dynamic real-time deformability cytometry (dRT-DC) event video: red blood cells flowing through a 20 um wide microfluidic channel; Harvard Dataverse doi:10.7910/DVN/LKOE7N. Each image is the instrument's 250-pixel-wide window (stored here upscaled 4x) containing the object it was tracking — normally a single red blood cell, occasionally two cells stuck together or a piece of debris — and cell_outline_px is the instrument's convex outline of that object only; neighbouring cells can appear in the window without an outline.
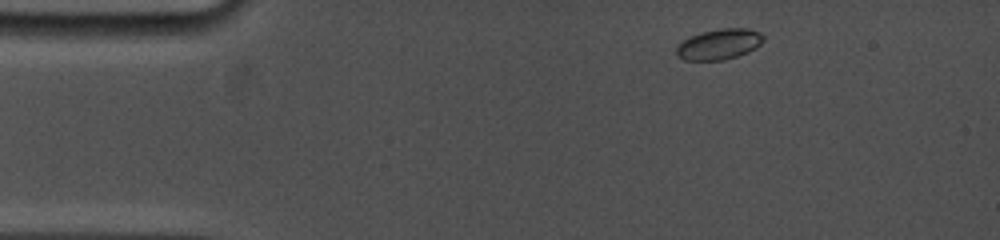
{"species": "common noctule bat (a hibernating species)", "species_latin": "Nyctalus noctula", "temperature_condition": "cold", "stored_images_in_passage": 16, "camera_frame_rate_fps": 5000, "um_per_image_px": 0.085, "animal": {"sex": "female", "body_mass_g": 19.0, "forearm_length_mm": 53.3}, "frame": {"image": 1, "passage_image": 1, "time_ms": 0.0, "image_size_px": [1000, 240], "cell_outline_px": [[764, 40], [756, 48], [748, 52], [724, 60], [684, 60], [676, 52], [676, 48], [684, 40], [692, 36], [704, 32], [720, 28], [748, 28], [760, 32], [764, 36]], "centroid_in_image_um": [61.18, 3.75], "position_along_channel_um": 23.8, "area_um2": 15.32}}
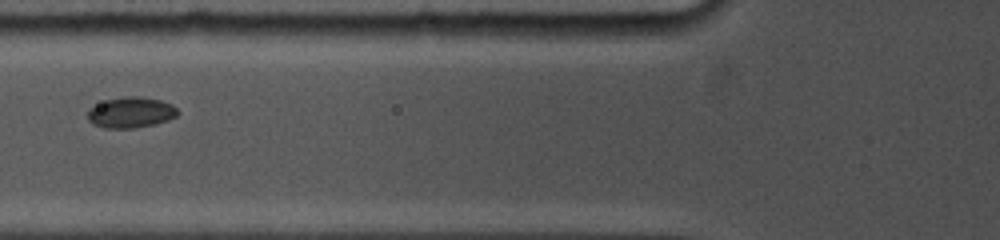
{"frame": {"image": 2, "passage_image": 7, "time_ms": 4.2, "image_size_px": [1000, 240], "cell_outline_px": [[180, 112], [176, 116], [168, 120], [156, 124], [136, 128], [104, 128], [92, 124], [88, 120], [88, 108], [104, 100], [124, 96], [140, 96], [160, 100], [172, 104]], "centroid_in_image_um": [11.11, 9.56], "position_along_channel_um": 114.7, "area_um2": 16.42}}
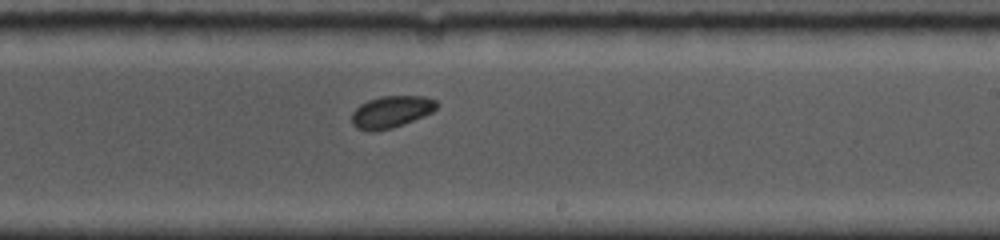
{"frame": {"image": 3, "passage_image": 16, "time_ms": 8.0, "image_size_px": [1000, 240], "cell_outline_px": [[440, 104], [432, 112], [404, 124], [392, 128], [372, 132], [368, 132], [356, 128], [352, 124], [352, 112], [360, 104], [368, 100], [384, 96], [424, 96], [436, 100]], "centroid_in_image_um": [33.25, 9.51], "position_along_channel_um": 255.8, "area_um2": 15.9}}